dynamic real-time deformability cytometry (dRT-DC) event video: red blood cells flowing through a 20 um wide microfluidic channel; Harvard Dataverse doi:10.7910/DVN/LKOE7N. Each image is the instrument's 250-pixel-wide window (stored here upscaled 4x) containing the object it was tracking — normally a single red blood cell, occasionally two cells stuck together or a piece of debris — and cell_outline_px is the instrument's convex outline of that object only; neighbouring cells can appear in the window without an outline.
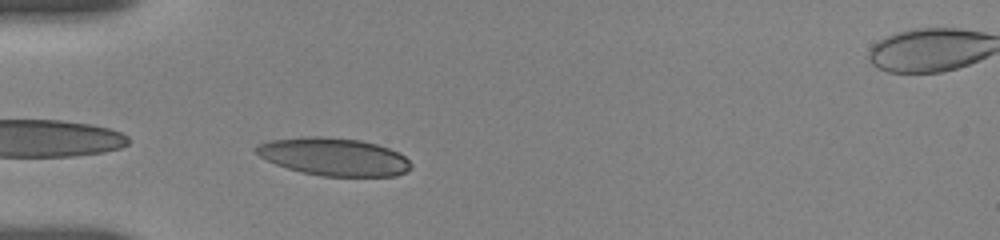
{"species": "human", "species_latin": "Homo sapiens", "temperature_condition": "room temperature", "stored_images_in_passage": 59, "camera_frame_rate_fps": 3000, "um_per_image_px": 0.085, "donor": {"sex": "female"}, "frame": {"image": 1, "passage_image": 3, "time_ms": 0.333, "image_size_px": [1000, 240], "cell_outline_px": [[412, 168], [396, 176], [320, 176], [300, 172], [276, 164], [260, 156], [252, 148], [256, 144], [268, 140], [300, 136], [320, 136], [360, 140], [376, 144], [388, 148], [404, 156], [412, 164]], "centroid_in_image_um": [28.33, 13.31], "position_along_channel_um": 56.7, "area_um2": 34.22}}
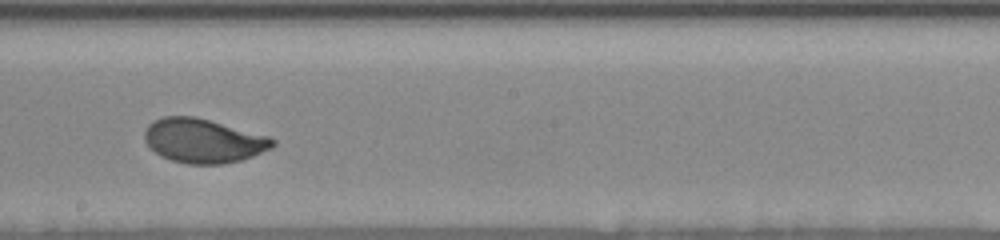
{"frame": {"image": 2, "passage_image": 32, "time_ms": 5.333, "image_size_px": [1000, 240], "cell_outline_px": [[276, 144], [272, 148], [252, 156], [240, 160], [224, 164], [188, 164], [172, 160], [160, 156], [144, 140], [144, 132], [148, 124], [164, 116], [196, 116], [268, 136], [276, 140]], "centroid_in_image_um": [17.29, 11.96], "position_along_channel_um": 230.9, "area_um2": 32.89}}
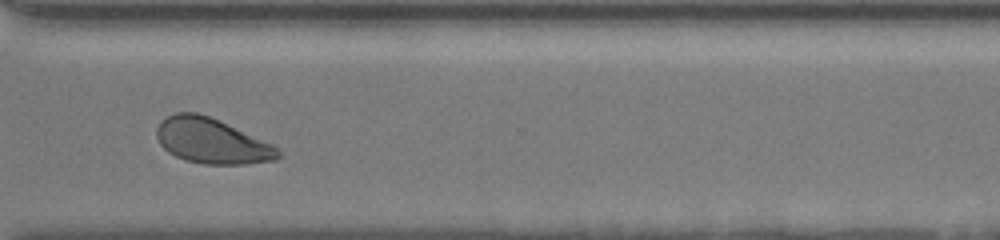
{"frame": {"image": 3, "passage_image": 58, "time_ms": 8.667, "image_size_px": [1000, 240], "cell_outline_px": [[284, 156], [276, 160], [244, 164], [204, 164], [184, 160], [168, 152], [160, 144], [156, 136], [156, 128], [160, 120], [176, 112], [196, 112], [208, 116], [272, 144], [280, 148]], "centroid_in_image_um": [18.0, 12.0], "position_along_channel_um": 352.6, "area_um2": 32.02}}